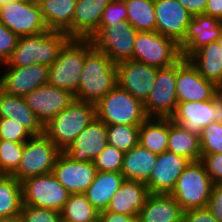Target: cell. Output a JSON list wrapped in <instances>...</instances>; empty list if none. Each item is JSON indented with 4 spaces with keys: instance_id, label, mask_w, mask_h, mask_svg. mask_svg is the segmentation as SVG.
<instances>
[{
    "instance_id": "1",
    "label": "cell",
    "mask_w": 222,
    "mask_h": 222,
    "mask_svg": "<svg viewBox=\"0 0 222 222\" xmlns=\"http://www.w3.org/2000/svg\"><path fill=\"white\" fill-rule=\"evenodd\" d=\"M71 38L66 32L48 30L36 35L21 36L10 58L3 66L24 67L32 64L50 66Z\"/></svg>"
},
{
    "instance_id": "2",
    "label": "cell",
    "mask_w": 222,
    "mask_h": 222,
    "mask_svg": "<svg viewBox=\"0 0 222 222\" xmlns=\"http://www.w3.org/2000/svg\"><path fill=\"white\" fill-rule=\"evenodd\" d=\"M115 86L116 64L106 54L93 47L85 56L75 99L96 104Z\"/></svg>"
},
{
    "instance_id": "3",
    "label": "cell",
    "mask_w": 222,
    "mask_h": 222,
    "mask_svg": "<svg viewBox=\"0 0 222 222\" xmlns=\"http://www.w3.org/2000/svg\"><path fill=\"white\" fill-rule=\"evenodd\" d=\"M90 39H70L48 67V84L77 93L86 54L93 48Z\"/></svg>"
},
{
    "instance_id": "4",
    "label": "cell",
    "mask_w": 222,
    "mask_h": 222,
    "mask_svg": "<svg viewBox=\"0 0 222 222\" xmlns=\"http://www.w3.org/2000/svg\"><path fill=\"white\" fill-rule=\"evenodd\" d=\"M96 118V105L74 100L44 126V134L63 152Z\"/></svg>"
},
{
    "instance_id": "5",
    "label": "cell",
    "mask_w": 222,
    "mask_h": 222,
    "mask_svg": "<svg viewBox=\"0 0 222 222\" xmlns=\"http://www.w3.org/2000/svg\"><path fill=\"white\" fill-rule=\"evenodd\" d=\"M95 105L96 117L106 125L140 126L148 118L144 104L118 85Z\"/></svg>"
},
{
    "instance_id": "6",
    "label": "cell",
    "mask_w": 222,
    "mask_h": 222,
    "mask_svg": "<svg viewBox=\"0 0 222 222\" xmlns=\"http://www.w3.org/2000/svg\"><path fill=\"white\" fill-rule=\"evenodd\" d=\"M213 183L202 162H190L178 177L170 195L183 211L207 207Z\"/></svg>"
},
{
    "instance_id": "7",
    "label": "cell",
    "mask_w": 222,
    "mask_h": 222,
    "mask_svg": "<svg viewBox=\"0 0 222 222\" xmlns=\"http://www.w3.org/2000/svg\"><path fill=\"white\" fill-rule=\"evenodd\" d=\"M181 58L179 44L173 39L156 31H137L131 60L163 68Z\"/></svg>"
},
{
    "instance_id": "8",
    "label": "cell",
    "mask_w": 222,
    "mask_h": 222,
    "mask_svg": "<svg viewBox=\"0 0 222 222\" xmlns=\"http://www.w3.org/2000/svg\"><path fill=\"white\" fill-rule=\"evenodd\" d=\"M61 153L44 133L32 136L24 143L20 164L12 176L22 182L30 177L52 173Z\"/></svg>"
},
{
    "instance_id": "9",
    "label": "cell",
    "mask_w": 222,
    "mask_h": 222,
    "mask_svg": "<svg viewBox=\"0 0 222 222\" xmlns=\"http://www.w3.org/2000/svg\"><path fill=\"white\" fill-rule=\"evenodd\" d=\"M137 31L128 21L99 25L90 38L93 46L106 54L113 63L131 60Z\"/></svg>"
},
{
    "instance_id": "10",
    "label": "cell",
    "mask_w": 222,
    "mask_h": 222,
    "mask_svg": "<svg viewBox=\"0 0 222 222\" xmlns=\"http://www.w3.org/2000/svg\"><path fill=\"white\" fill-rule=\"evenodd\" d=\"M23 204L61 212L70 193L53 173L30 177L21 182Z\"/></svg>"
},
{
    "instance_id": "11",
    "label": "cell",
    "mask_w": 222,
    "mask_h": 222,
    "mask_svg": "<svg viewBox=\"0 0 222 222\" xmlns=\"http://www.w3.org/2000/svg\"><path fill=\"white\" fill-rule=\"evenodd\" d=\"M0 22L18 37L48 31L41 14L40 5L27 0L9 2L0 8Z\"/></svg>"
},
{
    "instance_id": "12",
    "label": "cell",
    "mask_w": 222,
    "mask_h": 222,
    "mask_svg": "<svg viewBox=\"0 0 222 222\" xmlns=\"http://www.w3.org/2000/svg\"><path fill=\"white\" fill-rule=\"evenodd\" d=\"M176 76L177 63L158 68L154 88L144 103L147 117L170 118L174 114L178 104Z\"/></svg>"
},
{
    "instance_id": "13",
    "label": "cell",
    "mask_w": 222,
    "mask_h": 222,
    "mask_svg": "<svg viewBox=\"0 0 222 222\" xmlns=\"http://www.w3.org/2000/svg\"><path fill=\"white\" fill-rule=\"evenodd\" d=\"M48 83V66L32 64L24 67L0 64V90L22 96Z\"/></svg>"
},
{
    "instance_id": "14",
    "label": "cell",
    "mask_w": 222,
    "mask_h": 222,
    "mask_svg": "<svg viewBox=\"0 0 222 222\" xmlns=\"http://www.w3.org/2000/svg\"><path fill=\"white\" fill-rule=\"evenodd\" d=\"M215 83L206 80L188 59L177 62L176 94L178 103L211 100L220 92Z\"/></svg>"
},
{
    "instance_id": "15",
    "label": "cell",
    "mask_w": 222,
    "mask_h": 222,
    "mask_svg": "<svg viewBox=\"0 0 222 222\" xmlns=\"http://www.w3.org/2000/svg\"><path fill=\"white\" fill-rule=\"evenodd\" d=\"M116 69L117 85L144 104L154 88L158 68L127 60L117 63Z\"/></svg>"
},
{
    "instance_id": "16",
    "label": "cell",
    "mask_w": 222,
    "mask_h": 222,
    "mask_svg": "<svg viewBox=\"0 0 222 222\" xmlns=\"http://www.w3.org/2000/svg\"><path fill=\"white\" fill-rule=\"evenodd\" d=\"M27 106L45 126L52 118L67 108L75 96L70 91L45 84L24 96Z\"/></svg>"
},
{
    "instance_id": "17",
    "label": "cell",
    "mask_w": 222,
    "mask_h": 222,
    "mask_svg": "<svg viewBox=\"0 0 222 222\" xmlns=\"http://www.w3.org/2000/svg\"><path fill=\"white\" fill-rule=\"evenodd\" d=\"M156 32L180 44L192 15L177 0H154Z\"/></svg>"
},
{
    "instance_id": "18",
    "label": "cell",
    "mask_w": 222,
    "mask_h": 222,
    "mask_svg": "<svg viewBox=\"0 0 222 222\" xmlns=\"http://www.w3.org/2000/svg\"><path fill=\"white\" fill-rule=\"evenodd\" d=\"M107 144V126L96 117L63 153L76 162L94 161Z\"/></svg>"
},
{
    "instance_id": "19",
    "label": "cell",
    "mask_w": 222,
    "mask_h": 222,
    "mask_svg": "<svg viewBox=\"0 0 222 222\" xmlns=\"http://www.w3.org/2000/svg\"><path fill=\"white\" fill-rule=\"evenodd\" d=\"M52 173L70 194H83L94 181L97 169L93 161L76 162L62 152Z\"/></svg>"
},
{
    "instance_id": "20",
    "label": "cell",
    "mask_w": 222,
    "mask_h": 222,
    "mask_svg": "<svg viewBox=\"0 0 222 222\" xmlns=\"http://www.w3.org/2000/svg\"><path fill=\"white\" fill-rule=\"evenodd\" d=\"M190 163L180 155L165 151L158 154L154 169L146 183L151 194H170L178 177Z\"/></svg>"
},
{
    "instance_id": "21",
    "label": "cell",
    "mask_w": 222,
    "mask_h": 222,
    "mask_svg": "<svg viewBox=\"0 0 222 222\" xmlns=\"http://www.w3.org/2000/svg\"><path fill=\"white\" fill-rule=\"evenodd\" d=\"M222 34V20L205 14L192 16L187 33L179 44L181 55L187 59L198 49L218 41Z\"/></svg>"
},
{
    "instance_id": "22",
    "label": "cell",
    "mask_w": 222,
    "mask_h": 222,
    "mask_svg": "<svg viewBox=\"0 0 222 222\" xmlns=\"http://www.w3.org/2000/svg\"><path fill=\"white\" fill-rule=\"evenodd\" d=\"M111 0H77L72 39H90L99 29L101 15Z\"/></svg>"
},
{
    "instance_id": "23",
    "label": "cell",
    "mask_w": 222,
    "mask_h": 222,
    "mask_svg": "<svg viewBox=\"0 0 222 222\" xmlns=\"http://www.w3.org/2000/svg\"><path fill=\"white\" fill-rule=\"evenodd\" d=\"M170 119L187 131L200 136L202 129L214 122L211 100L180 102Z\"/></svg>"
},
{
    "instance_id": "24",
    "label": "cell",
    "mask_w": 222,
    "mask_h": 222,
    "mask_svg": "<svg viewBox=\"0 0 222 222\" xmlns=\"http://www.w3.org/2000/svg\"><path fill=\"white\" fill-rule=\"evenodd\" d=\"M149 194L145 183L124 180L106 210L137 217Z\"/></svg>"
},
{
    "instance_id": "25",
    "label": "cell",
    "mask_w": 222,
    "mask_h": 222,
    "mask_svg": "<svg viewBox=\"0 0 222 222\" xmlns=\"http://www.w3.org/2000/svg\"><path fill=\"white\" fill-rule=\"evenodd\" d=\"M183 210L170 194H149L137 222H182Z\"/></svg>"
},
{
    "instance_id": "26",
    "label": "cell",
    "mask_w": 222,
    "mask_h": 222,
    "mask_svg": "<svg viewBox=\"0 0 222 222\" xmlns=\"http://www.w3.org/2000/svg\"><path fill=\"white\" fill-rule=\"evenodd\" d=\"M0 118L15 120L33 136L44 133V125L27 106L24 97L6 94L0 90Z\"/></svg>"
},
{
    "instance_id": "27",
    "label": "cell",
    "mask_w": 222,
    "mask_h": 222,
    "mask_svg": "<svg viewBox=\"0 0 222 222\" xmlns=\"http://www.w3.org/2000/svg\"><path fill=\"white\" fill-rule=\"evenodd\" d=\"M187 59L206 80L222 89V49L218 41L204 45Z\"/></svg>"
},
{
    "instance_id": "28",
    "label": "cell",
    "mask_w": 222,
    "mask_h": 222,
    "mask_svg": "<svg viewBox=\"0 0 222 222\" xmlns=\"http://www.w3.org/2000/svg\"><path fill=\"white\" fill-rule=\"evenodd\" d=\"M124 180L122 173L97 171L94 181L83 194L97 211H105Z\"/></svg>"
},
{
    "instance_id": "29",
    "label": "cell",
    "mask_w": 222,
    "mask_h": 222,
    "mask_svg": "<svg viewBox=\"0 0 222 222\" xmlns=\"http://www.w3.org/2000/svg\"><path fill=\"white\" fill-rule=\"evenodd\" d=\"M158 155L140 144L125 152L121 173L125 180L147 183Z\"/></svg>"
},
{
    "instance_id": "30",
    "label": "cell",
    "mask_w": 222,
    "mask_h": 222,
    "mask_svg": "<svg viewBox=\"0 0 222 222\" xmlns=\"http://www.w3.org/2000/svg\"><path fill=\"white\" fill-rule=\"evenodd\" d=\"M77 0H46L40 4L48 30L66 32L72 39V20Z\"/></svg>"
},
{
    "instance_id": "31",
    "label": "cell",
    "mask_w": 222,
    "mask_h": 222,
    "mask_svg": "<svg viewBox=\"0 0 222 222\" xmlns=\"http://www.w3.org/2000/svg\"><path fill=\"white\" fill-rule=\"evenodd\" d=\"M167 151L185 157L190 162L201 159L200 136L187 131L169 118Z\"/></svg>"
},
{
    "instance_id": "32",
    "label": "cell",
    "mask_w": 222,
    "mask_h": 222,
    "mask_svg": "<svg viewBox=\"0 0 222 222\" xmlns=\"http://www.w3.org/2000/svg\"><path fill=\"white\" fill-rule=\"evenodd\" d=\"M169 118L148 117L139 130V144L155 154L167 151Z\"/></svg>"
},
{
    "instance_id": "33",
    "label": "cell",
    "mask_w": 222,
    "mask_h": 222,
    "mask_svg": "<svg viewBox=\"0 0 222 222\" xmlns=\"http://www.w3.org/2000/svg\"><path fill=\"white\" fill-rule=\"evenodd\" d=\"M22 206L21 182L12 175L0 176V218L20 215Z\"/></svg>"
},
{
    "instance_id": "34",
    "label": "cell",
    "mask_w": 222,
    "mask_h": 222,
    "mask_svg": "<svg viewBox=\"0 0 222 222\" xmlns=\"http://www.w3.org/2000/svg\"><path fill=\"white\" fill-rule=\"evenodd\" d=\"M127 21L136 31H156L154 0H123Z\"/></svg>"
},
{
    "instance_id": "35",
    "label": "cell",
    "mask_w": 222,
    "mask_h": 222,
    "mask_svg": "<svg viewBox=\"0 0 222 222\" xmlns=\"http://www.w3.org/2000/svg\"><path fill=\"white\" fill-rule=\"evenodd\" d=\"M99 213L84 194H70L61 218L66 222H99Z\"/></svg>"
},
{
    "instance_id": "36",
    "label": "cell",
    "mask_w": 222,
    "mask_h": 222,
    "mask_svg": "<svg viewBox=\"0 0 222 222\" xmlns=\"http://www.w3.org/2000/svg\"><path fill=\"white\" fill-rule=\"evenodd\" d=\"M108 144L127 152L139 144L140 126L135 125H106Z\"/></svg>"
},
{
    "instance_id": "37",
    "label": "cell",
    "mask_w": 222,
    "mask_h": 222,
    "mask_svg": "<svg viewBox=\"0 0 222 222\" xmlns=\"http://www.w3.org/2000/svg\"><path fill=\"white\" fill-rule=\"evenodd\" d=\"M24 151V143L0 140V172L12 175L20 164Z\"/></svg>"
},
{
    "instance_id": "38",
    "label": "cell",
    "mask_w": 222,
    "mask_h": 222,
    "mask_svg": "<svg viewBox=\"0 0 222 222\" xmlns=\"http://www.w3.org/2000/svg\"><path fill=\"white\" fill-rule=\"evenodd\" d=\"M125 152L107 144L105 149L93 161L99 172L121 173Z\"/></svg>"
},
{
    "instance_id": "39",
    "label": "cell",
    "mask_w": 222,
    "mask_h": 222,
    "mask_svg": "<svg viewBox=\"0 0 222 222\" xmlns=\"http://www.w3.org/2000/svg\"><path fill=\"white\" fill-rule=\"evenodd\" d=\"M201 154L222 153V123L211 122L200 134Z\"/></svg>"
},
{
    "instance_id": "40",
    "label": "cell",
    "mask_w": 222,
    "mask_h": 222,
    "mask_svg": "<svg viewBox=\"0 0 222 222\" xmlns=\"http://www.w3.org/2000/svg\"><path fill=\"white\" fill-rule=\"evenodd\" d=\"M33 135L15 120L0 118V140L25 143Z\"/></svg>"
},
{
    "instance_id": "41",
    "label": "cell",
    "mask_w": 222,
    "mask_h": 222,
    "mask_svg": "<svg viewBox=\"0 0 222 222\" xmlns=\"http://www.w3.org/2000/svg\"><path fill=\"white\" fill-rule=\"evenodd\" d=\"M23 222H61V212L24 205L20 211Z\"/></svg>"
},
{
    "instance_id": "42",
    "label": "cell",
    "mask_w": 222,
    "mask_h": 222,
    "mask_svg": "<svg viewBox=\"0 0 222 222\" xmlns=\"http://www.w3.org/2000/svg\"><path fill=\"white\" fill-rule=\"evenodd\" d=\"M127 21V7L123 0H111L104 9L99 25Z\"/></svg>"
},
{
    "instance_id": "43",
    "label": "cell",
    "mask_w": 222,
    "mask_h": 222,
    "mask_svg": "<svg viewBox=\"0 0 222 222\" xmlns=\"http://www.w3.org/2000/svg\"><path fill=\"white\" fill-rule=\"evenodd\" d=\"M200 161L213 185L222 184V153L201 154Z\"/></svg>"
},
{
    "instance_id": "44",
    "label": "cell",
    "mask_w": 222,
    "mask_h": 222,
    "mask_svg": "<svg viewBox=\"0 0 222 222\" xmlns=\"http://www.w3.org/2000/svg\"><path fill=\"white\" fill-rule=\"evenodd\" d=\"M18 36L0 22V64L12 55L18 42Z\"/></svg>"
},
{
    "instance_id": "45",
    "label": "cell",
    "mask_w": 222,
    "mask_h": 222,
    "mask_svg": "<svg viewBox=\"0 0 222 222\" xmlns=\"http://www.w3.org/2000/svg\"><path fill=\"white\" fill-rule=\"evenodd\" d=\"M207 208L219 222H222V184L212 186Z\"/></svg>"
},
{
    "instance_id": "46",
    "label": "cell",
    "mask_w": 222,
    "mask_h": 222,
    "mask_svg": "<svg viewBox=\"0 0 222 222\" xmlns=\"http://www.w3.org/2000/svg\"><path fill=\"white\" fill-rule=\"evenodd\" d=\"M182 222H219L207 207L183 211Z\"/></svg>"
},
{
    "instance_id": "47",
    "label": "cell",
    "mask_w": 222,
    "mask_h": 222,
    "mask_svg": "<svg viewBox=\"0 0 222 222\" xmlns=\"http://www.w3.org/2000/svg\"><path fill=\"white\" fill-rule=\"evenodd\" d=\"M99 222H137V217L105 210L99 213Z\"/></svg>"
},
{
    "instance_id": "48",
    "label": "cell",
    "mask_w": 222,
    "mask_h": 222,
    "mask_svg": "<svg viewBox=\"0 0 222 222\" xmlns=\"http://www.w3.org/2000/svg\"><path fill=\"white\" fill-rule=\"evenodd\" d=\"M192 15L204 14L207 0H177Z\"/></svg>"
},
{
    "instance_id": "49",
    "label": "cell",
    "mask_w": 222,
    "mask_h": 222,
    "mask_svg": "<svg viewBox=\"0 0 222 222\" xmlns=\"http://www.w3.org/2000/svg\"><path fill=\"white\" fill-rule=\"evenodd\" d=\"M204 14L222 20V0H207Z\"/></svg>"
},
{
    "instance_id": "50",
    "label": "cell",
    "mask_w": 222,
    "mask_h": 222,
    "mask_svg": "<svg viewBox=\"0 0 222 222\" xmlns=\"http://www.w3.org/2000/svg\"><path fill=\"white\" fill-rule=\"evenodd\" d=\"M214 110V122L222 123V90L211 99Z\"/></svg>"
},
{
    "instance_id": "51",
    "label": "cell",
    "mask_w": 222,
    "mask_h": 222,
    "mask_svg": "<svg viewBox=\"0 0 222 222\" xmlns=\"http://www.w3.org/2000/svg\"><path fill=\"white\" fill-rule=\"evenodd\" d=\"M0 222H23L20 215L9 217V218H0Z\"/></svg>"
},
{
    "instance_id": "52",
    "label": "cell",
    "mask_w": 222,
    "mask_h": 222,
    "mask_svg": "<svg viewBox=\"0 0 222 222\" xmlns=\"http://www.w3.org/2000/svg\"><path fill=\"white\" fill-rule=\"evenodd\" d=\"M13 1H16V0H0V8L4 7L9 2H13Z\"/></svg>"
},
{
    "instance_id": "53",
    "label": "cell",
    "mask_w": 222,
    "mask_h": 222,
    "mask_svg": "<svg viewBox=\"0 0 222 222\" xmlns=\"http://www.w3.org/2000/svg\"><path fill=\"white\" fill-rule=\"evenodd\" d=\"M27 1H29V2H31V3H35V4H37V5H40L41 3H43V2L46 1V0H27Z\"/></svg>"
},
{
    "instance_id": "54",
    "label": "cell",
    "mask_w": 222,
    "mask_h": 222,
    "mask_svg": "<svg viewBox=\"0 0 222 222\" xmlns=\"http://www.w3.org/2000/svg\"><path fill=\"white\" fill-rule=\"evenodd\" d=\"M218 42H219L220 47H221V49H222V34H221V37H220V39L218 40Z\"/></svg>"
}]
</instances>
